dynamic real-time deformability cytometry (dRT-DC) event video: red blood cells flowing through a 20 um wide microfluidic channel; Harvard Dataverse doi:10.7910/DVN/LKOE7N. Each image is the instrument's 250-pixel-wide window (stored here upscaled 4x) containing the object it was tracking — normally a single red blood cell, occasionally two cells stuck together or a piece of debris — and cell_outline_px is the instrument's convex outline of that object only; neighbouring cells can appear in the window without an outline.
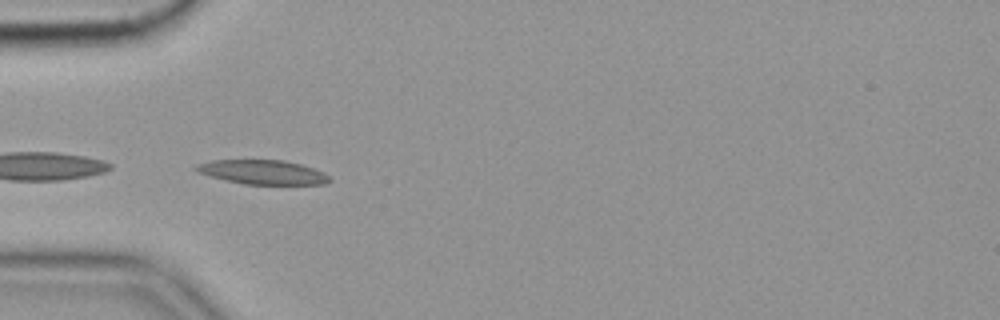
{"species": "common noctule bat (a hibernating species)", "species_latin": "Nyctalus noctula", "temperature_condition": "cold", "stored_images_in_passage": 36, "camera_frame_rate_fps": 3000, "um_per_image_px": 0.085, "animal": {"sex": "female", "body_mass_g": 19.9}, "frame": {"image": 1, "passage_image": 1, "time_ms": 0.0, "image_size_px": [1000, 320], "cell_outline_px": [[332, 180], [324, 184], [244, 184], [196, 172], [192, 168], [196, 164], [212, 160], [284, 160], [300, 164], [324, 172]], "centroid_in_image_um": [22.31, 14.62], "position_along_channel_um": 62.7, "area_um2": 18.73}, "authors_computed_cell_mechanics": {"area_um2": 18.2359, "velocity_mm_per_s": 3.5246, "shape_relaxation_time_tau1_ms": 7.1011, "shape_relaxation_time_tau2_ms": 5.5337, "deformation_change_tau1": 0.1587, "deformation_change_tau2": 0.1111}}